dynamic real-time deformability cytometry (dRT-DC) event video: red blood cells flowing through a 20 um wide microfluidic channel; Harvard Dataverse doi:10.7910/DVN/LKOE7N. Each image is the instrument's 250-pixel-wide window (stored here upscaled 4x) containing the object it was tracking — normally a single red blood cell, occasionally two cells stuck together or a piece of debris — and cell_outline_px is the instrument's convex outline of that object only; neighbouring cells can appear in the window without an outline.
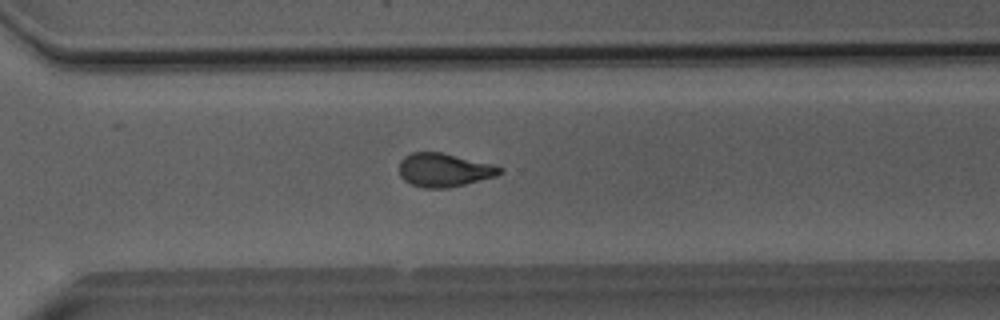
{"species": "Egyptian fruit bat (a non-hibernating species)", "species_latin": "Rousettus aegyptiacus", "temperature_condition": "room temperature", "stored_images_in_passage": 41, "camera_frame_rate_fps": 3000, "um_per_image_px": 0.085, "animal": {"sex": "male"}, "frame": {"image": 1, "passage_image": 30, "time_ms": 9.667, "image_size_px": [1000, 320], "cell_outline_px": [[504, 172], [496, 176], [448, 188], [424, 188], [412, 184], [404, 180], [400, 176], [400, 160], [404, 156], [412, 152], [440, 152], [492, 164], [504, 168]], "centroid_in_image_um": [37.75, 14.45], "position_along_channel_um": 332.8, "area_um2": 19.59}}
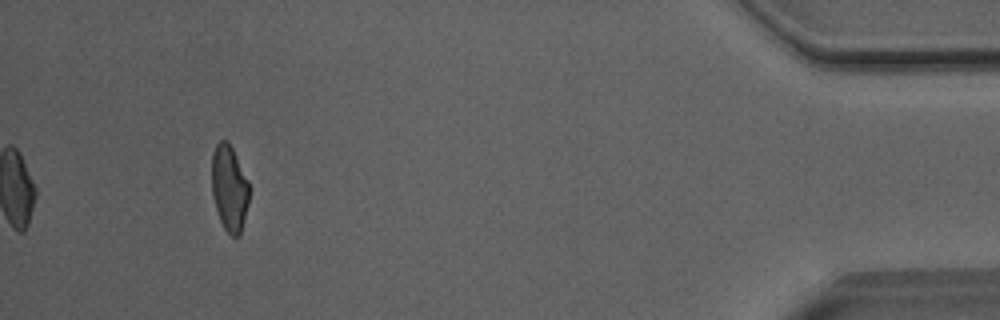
{"frame": {"image": 2, "passage_image": 41, "time_ms": 13.333, "image_size_px": [1000, 320], "cell_outline_px": [[248, 204], [240, 236], [232, 236], [224, 228], [220, 220], [212, 196], [212, 152], [216, 144], [220, 140], [228, 140], [248, 180]], "centroid_in_image_um": [19.48, 15.98], "position_along_channel_um": 415.7, "area_um2": 18.67}, "authors_computed_cell_mechanics": {"area_um2": 20.0566, "velocity_mm_per_s": 4.0874, "shape_relaxation_time_tau1_ms": 5.7803, "shape_relaxation_time_tau2_ms": 1.5796, "deformation_change_tau1": 0.1729, "deformation_change_tau2": 0.0863}}